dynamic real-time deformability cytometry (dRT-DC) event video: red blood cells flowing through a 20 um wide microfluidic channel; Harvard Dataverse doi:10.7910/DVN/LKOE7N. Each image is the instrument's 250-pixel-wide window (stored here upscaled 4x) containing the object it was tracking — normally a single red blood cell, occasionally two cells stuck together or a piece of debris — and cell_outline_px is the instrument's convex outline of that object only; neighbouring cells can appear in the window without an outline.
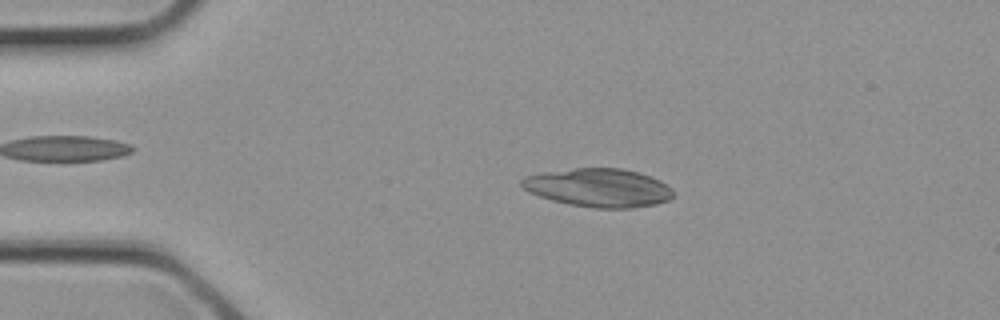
{"species": "common noctule bat (a hibernating species)", "species_latin": "Nyctalus noctula", "temperature_condition": "cold", "stored_images_in_passage": 1, "camera_frame_rate_fps": 3000, "um_per_image_px": 0.085, "animal": {"sex": "female", "body_mass_g": 21.9}, "frame": {"image": 1, "passage_image": 1, "time_ms": 0.0, "image_size_px": [1000, 320], "cell_outline_px": [[676, 196], [668, 200], [656, 204], [632, 208], [596, 208], [568, 204], [552, 200], [528, 192], [520, 184], [520, 180], [524, 176], [544, 172], [576, 168], [620, 168], [640, 172], [660, 180], [672, 188]], "centroid_in_image_um": [50.9, 15.95], "position_along_channel_um": 34.1, "area_um2": 34.16}}